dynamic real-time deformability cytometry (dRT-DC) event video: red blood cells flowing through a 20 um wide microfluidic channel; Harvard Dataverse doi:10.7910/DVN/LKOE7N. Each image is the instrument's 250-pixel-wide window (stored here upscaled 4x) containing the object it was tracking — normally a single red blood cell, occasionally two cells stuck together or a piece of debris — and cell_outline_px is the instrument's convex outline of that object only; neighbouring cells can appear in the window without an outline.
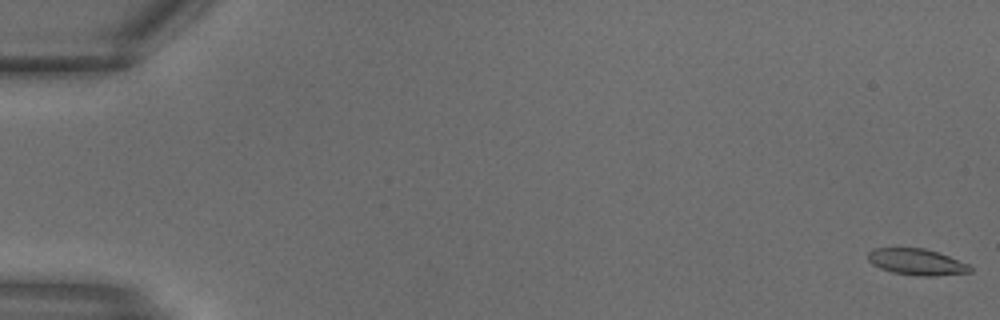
{"species": "common noctule bat (a hibernating species)", "species_latin": "Nyctalus noctula", "temperature_condition": "warm", "stored_images_in_passage": 30, "camera_frame_rate_fps": 3000, "um_per_image_px": 0.085, "animal": {"sex": "male", "body_mass_g": 18.8}, "frame": {"image": 1, "passage_image": 1, "time_ms": 0.0, "image_size_px": [1000, 320], "cell_outline_px": [[972, 272], [932, 276], [916, 276], [892, 272], [880, 268], [872, 264], [868, 260], [868, 252], [872, 248], [924, 248], [948, 256], [968, 264], [972, 268]], "centroid_in_image_um": [77.89, 22.27], "position_along_channel_um": 7.1, "area_um2": 15.61}}
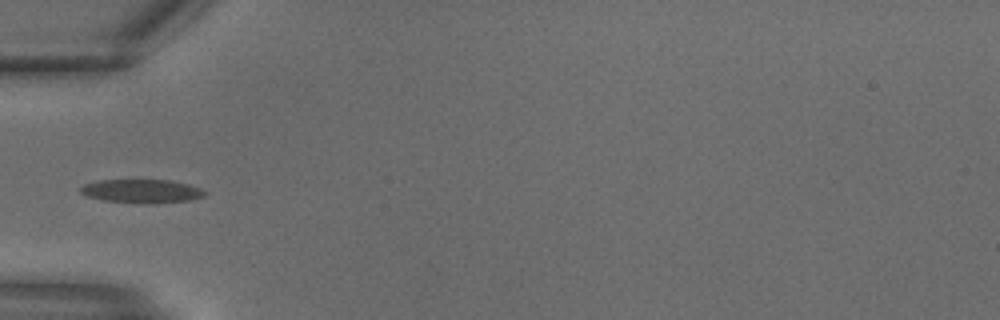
{"frame": {"image": 2, "passage_image": 11, "time_ms": 3.333, "image_size_px": [1000, 320], "cell_outline_px": [[208, 192], [204, 196], [192, 200], [156, 204], [144, 204], [104, 200], [88, 196], [80, 192], [80, 188], [84, 184], [100, 180], [172, 180], [188, 184], [200, 188]], "centroid_in_image_um": [12.1, 16.25], "position_along_channel_um": 72.9, "area_um2": 17.28}}
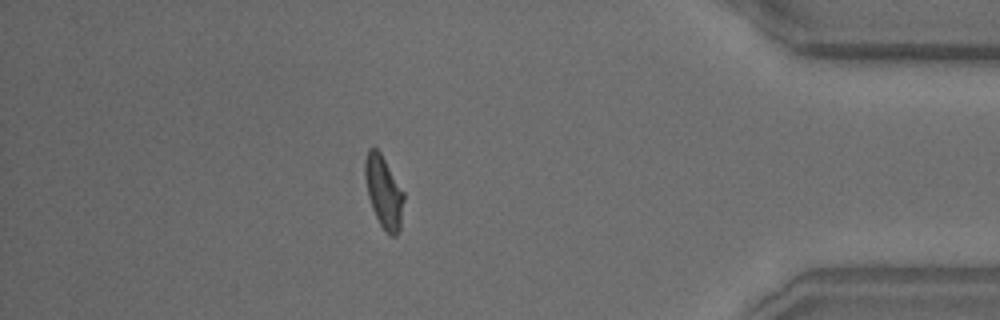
{"frame": {"image": 3, "passage_image": 27, "time_ms": 8.667, "image_size_px": [1000, 320], "cell_outline_px": [[404, 200], [400, 232], [396, 236], [392, 236], [380, 224], [372, 208], [368, 196], [364, 176], [364, 160], [368, 148], [376, 148], [380, 152], [404, 192]], "centroid_in_image_um": [32.61, 16.31], "position_along_channel_um": 402.6, "area_um2": 16.3}}